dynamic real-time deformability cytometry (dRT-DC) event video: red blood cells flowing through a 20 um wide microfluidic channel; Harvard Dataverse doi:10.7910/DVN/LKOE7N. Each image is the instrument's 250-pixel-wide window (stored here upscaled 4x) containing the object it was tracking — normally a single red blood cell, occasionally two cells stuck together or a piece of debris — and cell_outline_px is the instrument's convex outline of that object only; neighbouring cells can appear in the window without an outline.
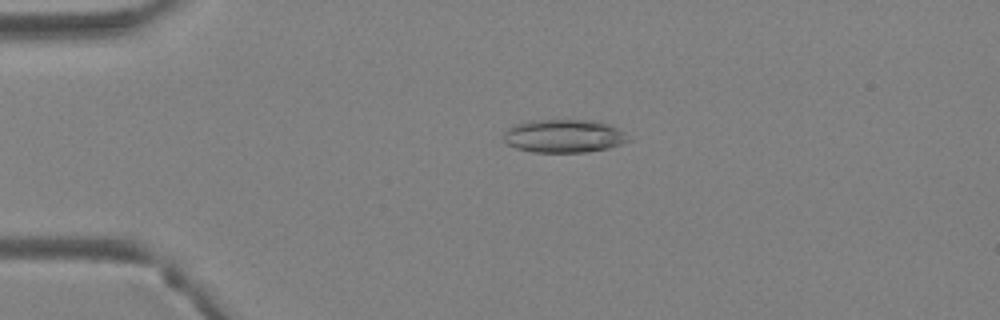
{"species": "Egyptian fruit bat (a non-hibernating species)", "species_latin": "Rousettus aegyptiacus", "temperature_condition": "warm", "stored_images_in_passage": 5, "camera_frame_rate_fps": 3000, "um_per_image_px": 0.085, "animal": {"sex": "female"}, "frame": {"image": 1, "passage_image": 3, "time_ms": 0.667, "image_size_px": [1000, 320], "cell_outline_px": [[632, 140], [608, 148], [588, 152], [532, 152], [516, 148], [504, 144], [504, 132], [508, 128], [516, 124], [528, 120], [600, 120], [616, 128]], "centroid_in_image_um": [47.9, 11.56], "position_along_channel_um": 37.1, "area_um2": 24.28}}